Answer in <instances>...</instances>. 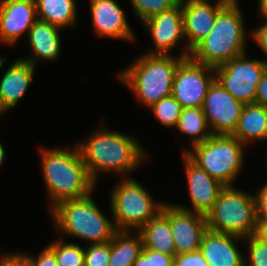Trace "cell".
I'll use <instances>...</instances> for the list:
<instances>
[{
  "label": "cell",
  "instance_id": "41",
  "mask_svg": "<svg viewBox=\"0 0 267 266\" xmlns=\"http://www.w3.org/2000/svg\"><path fill=\"white\" fill-rule=\"evenodd\" d=\"M4 61H6V57H1L0 56V70L2 69V67L4 66Z\"/></svg>",
  "mask_w": 267,
  "mask_h": 266
},
{
  "label": "cell",
  "instance_id": "21",
  "mask_svg": "<svg viewBox=\"0 0 267 266\" xmlns=\"http://www.w3.org/2000/svg\"><path fill=\"white\" fill-rule=\"evenodd\" d=\"M143 248L175 256V244L170 228V202H164L162 210L139 230Z\"/></svg>",
  "mask_w": 267,
  "mask_h": 266
},
{
  "label": "cell",
  "instance_id": "31",
  "mask_svg": "<svg viewBox=\"0 0 267 266\" xmlns=\"http://www.w3.org/2000/svg\"><path fill=\"white\" fill-rule=\"evenodd\" d=\"M174 256L143 248L133 266H173Z\"/></svg>",
  "mask_w": 267,
  "mask_h": 266
},
{
  "label": "cell",
  "instance_id": "32",
  "mask_svg": "<svg viewBox=\"0 0 267 266\" xmlns=\"http://www.w3.org/2000/svg\"><path fill=\"white\" fill-rule=\"evenodd\" d=\"M21 254L29 261L31 266H57L55 253L48 246H45L38 256L24 252Z\"/></svg>",
  "mask_w": 267,
  "mask_h": 266
},
{
  "label": "cell",
  "instance_id": "33",
  "mask_svg": "<svg viewBox=\"0 0 267 266\" xmlns=\"http://www.w3.org/2000/svg\"><path fill=\"white\" fill-rule=\"evenodd\" d=\"M175 266H209L200 250L174 256Z\"/></svg>",
  "mask_w": 267,
  "mask_h": 266
},
{
  "label": "cell",
  "instance_id": "22",
  "mask_svg": "<svg viewBox=\"0 0 267 266\" xmlns=\"http://www.w3.org/2000/svg\"><path fill=\"white\" fill-rule=\"evenodd\" d=\"M232 136L243 143L245 147L251 141L266 142L267 108L256 103L245 104Z\"/></svg>",
  "mask_w": 267,
  "mask_h": 266
},
{
  "label": "cell",
  "instance_id": "27",
  "mask_svg": "<svg viewBox=\"0 0 267 266\" xmlns=\"http://www.w3.org/2000/svg\"><path fill=\"white\" fill-rule=\"evenodd\" d=\"M150 109L159 122L168 128H175L181 115L182 106L172 96H167L151 105Z\"/></svg>",
  "mask_w": 267,
  "mask_h": 266
},
{
  "label": "cell",
  "instance_id": "11",
  "mask_svg": "<svg viewBox=\"0 0 267 266\" xmlns=\"http://www.w3.org/2000/svg\"><path fill=\"white\" fill-rule=\"evenodd\" d=\"M245 104L234 98L215 79L210 85L202 110L212 135H232Z\"/></svg>",
  "mask_w": 267,
  "mask_h": 266
},
{
  "label": "cell",
  "instance_id": "5",
  "mask_svg": "<svg viewBox=\"0 0 267 266\" xmlns=\"http://www.w3.org/2000/svg\"><path fill=\"white\" fill-rule=\"evenodd\" d=\"M50 214L54 229L65 240L70 236L85 240L86 244L105 243L110 242L117 231L113 221L96 205L92 193L81 199L60 202Z\"/></svg>",
  "mask_w": 267,
  "mask_h": 266
},
{
  "label": "cell",
  "instance_id": "25",
  "mask_svg": "<svg viewBox=\"0 0 267 266\" xmlns=\"http://www.w3.org/2000/svg\"><path fill=\"white\" fill-rule=\"evenodd\" d=\"M176 128L180 131L181 137L183 134L189 136L190 148L205 142L212 136L202 107L182 108Z\"/></svg>",
  "mask_w": 267,
  "mask_h": 266
},
{
  "label": "cell",
  "instance_id": "10",
  "mask_svg": "<svg viewBox=\"0 0 267 266\" xmlns=\"http://www.w3.org/2000/svg\"><path fill=\"white\" fill-rule=\"evenodd\" d=\"M215 80L214 67L185 58L174 75L172 96L182 108L202 107L210 85Z\"/></svg>",
  "mask_w": 267,
  "mask_h": 266
},
{
  "label": "cell",
  "instance_id": "6",
  "mask_svg": "<svg viewBox=\"0 0 267 266\" xmlns=\"http://www.w3.org/2000/svg\"><path fill=\"white\" fill-rule=\"evenodd\" d=\"M208 230L247 238L257 230L254 193L225 186L212 209L206 214Z\"/></svg>",
  "mask_w": 267,
  "mask_h": 266
},
{
  "label": "cell",
  "instance_id": "24",
  "mask_svg": "<svg viewBox=\"0 0 267 266\" xmlns=\"http://www.w3.org/2000/svg\"><path fill=\"white\" fill-rule=\"evenodd\" d=\"M37 19L61 29L74 28L77 22V0H34Z\"/></svg>",
  "mask_w": 267,
  "mask_h": 266
},
{
  "label": "cell",
  "instance_id": "34",
  "mask_svg": "<svg viewBox=\"0 0 267 266\" xmlns=\"http://www.w3.org/2000/svg\"><path fill=\"white\" fill-rule=\"evenodd\" d=\"M257 222H267V183L255 193Z\"/></svg>",
  "mask_w": 267,
  "mask_h": 266
},
{
  "label": "cell",
  "instance_id": "36",
  "mask_svg": "<svg viewBox=\"0 0 267 266\" xmlns=\"http://www.w3.org/2000/svg\"><path fill=\"white\" fill-rule=\"evenodd\" d=\"M0 266H31L21 252H5L0 255Z\"/></svg>",
  "mask_w": 267,
  "mask_h": 266
},
{
  "label": "cell",
  "instance_id": "7",
  "mask_svg": "<svg viewBox=\"0 0 267 266\" xmlns=\"http://www.w3.org/2000/svg\"><path fill=\"white\" fill-rule=\"evenodd\" d=\"M245 145L232 135H212L205 142L183 149L195 164L225 186H234L245 160Z\"/></svg>",
  "mask_w": 267,
  "mask_h": 266
},
{
  "label": "cell",
  "instance_id": "20",
  "mask_svg": "<svg viewBox=\"0 0 267 266\" xmlns=\"http://www.w3.org/2000/svg\"><path fill=\"white\" fill-rule=\"evenodd\" d=\"M61 30L63 29L37 19L26 36L31 56L22 59L35 67L38 66V62L55 61L61 53Z\"/></svg>",
  "mask_w": 267,
  "mask_h": 266
},
{
  "label": "cell",
  "instance_id": "1",
  "mask_svg": "<svg viewBox=\"0 0 267 266\" xmlns=\"http://www.w3.org/2000/svg\"><path fill=\"white\" fill-rule=\"evenodd\" d=\"M76 143L92 180L97 183L99 172L121 175L131 174L148 159L142 144L131 135L109 130L102 123L96 131Z\"/></svg>",
  "mask_w": 267,
  "mask_h": 266
},
{
  "label": "cell",
  "instance_id": "38",
  "mask_svg": "<svg viewBox=\"0 0 267 266\" xmlns=\"http://www.w3.org/2000/svg\"><path fill=\"white\" fill-rule=\"evenodd\" d=\"M255 236L267 244V222H258Z\"/></svg>",
  "mask_w": 267,
  "mask_h": 266
},
{
  "label": "cell",
  "instance_id": "17",
  "mask_svg": "<svg viewBox=\"0 0 267 266\" xmlns=\"http://www.w3.org/2000/svg\"><path fill=\"white\" fill-rule=\"evenodd\" d=\"M37 20L34 0H0V42L15 46Z\"/></svg>",
  "mask_w": 267,
  "mask_h": 266
},
{
  "label": "cell",
  "instance_id": "23",
  "mask_svg": "<svg viewBox=\"0 0 267 266\" xmlns=\"http://www.w3.org/2000/svg\"><path fill=\"white\" fill-rule=\"evenodd\" d=\"M142 249L143 241L138 231L117 230L110 241L108 266H133Z\"/></svg>",
  "mask_w": 267,
  "mask_h": 266
},
{
  "label": "cell",
  "instance_id": "29",
  "mask_svg": "<svg viewBox=\"0 0 267 266\" xmlns=\"http://www.w3.org/2000/svg\"><path fill=\"white\" fill-rule=\"evenodd\" d=\"M244 241L247 243V255H244L245 266H267V244L255 235L244 238Z\"/></svg>",
  "mask_w": 267,
  "mask_h": 266
},
{
  "label": "cell",
  "instance_id": "28",
  "mask_svg": "<svg viewBox=\"0 0 267 266\" xmlns=\"http://www.w3.org/2000/svg\"><path fill=\"white\" fill-rule=\"evenodd\" d=\"M133 11L141 23L170 9L178 2L176 0H129Z\"/></svg>",
  "mask_w": 267,
  "mask_h": 266
},
{
  "label": "cell",
  "instance_id": "40",
  "mask_svg": "<svg viewBox=\"0 0 267 266\" xmlns=\"http://www.w3.org/2000/svg\"><path fill=\"white\" fill-rule=\"evenodd\" d=\"M4 148L5 147L0 142V166L4 163V160L6 158V151Z\"/></svg>",
  "mask_w": 267,
  "mask_h": 266
},
{
  "label": "cell",
  "instance_id": "16",
  "mask_svg": "<svg viewBox=\"0 0 267 266\" xmlns=\"http://www.w3.org/2000/svg\"><path fill=\"white\" fill-rule=\"evenodd\" d=\"M170 228L176 255L199 250L208 230L205 215L182 209L174 203H170Z\"/></svg>",
  "mask_w": 267,
  "mask_h": 266
},
{
  "label": "cell",
  "instance_id": "13",
  "mask_svg": "<svg viewBox=\"0 0 267 266\" xmlns=\"http://www.w3.org/2000/svg\"><path fill=\"white\" fill-rule=\"evenodd\" d=\"M151 36L155 49L146 54L172 55V50L185 39L183 32L182 3L165 10L142 23ZM171 51V52H170Z\"/></svg>",
  "mask_w": 267,
  "mask_h": 266
},
{
  "label": "cell",
  "instance_id": "14",
  "mask_svg": "<svg viewBox=\"0 0 267 266\" xmlns=\"http://www.w3.org/2000/svg\"><path fill=\"white\" fill-rule=\"evenodd\" d=\"M91 24L94 35L128 42H135L124 10L115 0H89Z\"/></svg>",
  "mask_w": 267,
  "mask_h": 266
},
{
  "label": "cell",
  "instance_id": "30",
  "mask_svg": "<svg viewBox=\"0 0 267 266\" xmlns=\"http://www.w3.org/2000/svg\"><path fill=\"white\" fill-rule=\"evenodd\" d=\"M84 266H108L110 260V242L87 244L84 248Z\"/></svg>",
  "mask_w": 267,
  "mask_h": 266
},
{
  "label": "cell",
  "instance_id": "3",
  "mask_svg": "<svg viewBox=\"0 0 267 266\" xmlns=\"http://www.w3.org/2000/svg\"><path fill=\"white\" fill-rule=\"evenodd\" d=\"M239 2H227L217 13L209 34L192 50L190 58L196 63L219 66L247 52L249 35Z\"/></svg>",
  "mask_w": 267,
  "mask_h": 266
},
{
  "label": "cell",
  "instance_id": "2",
  "mask_svg": "<svg viewBox=\"0 0 267 266\" xmlns=\"http://www.w3.org/2000/svg\"><path fill=\"white\" fill-rule=\"evenodd\" d=\"M66 148L40 147L41 172L47 189L49 210L60 202L81 199L95 192L77 145Z\"/></svg>",
  "mask_w": 267,
  "mask_h": 266
},
{
  "label": "cell",
  "instance_id": "37",
  "mask_svg": "<svg viewBox=\"0 0 267 266\" xmlns=\"http://www.w3.org/2000/svg\"><path fill=\"white\" fill-rule=\"evenodd\" d=\"M256 90L255 103L267 108V71L263 74Z\"/></svg>",
  "mask_w": 267,
  "mask_h": 266
},
{
  "label": "cell",
  "instance_id": "4",
  "mask_svg": "<svg viewBox=\"0 0 267 266\" xmlns=\"http://www.w3.org/2000/svg\"><path fill=\"white\" fill-rule=\"evenodd\" d=\"M184 59L180 55L142 53L117 77L131 90L137 101L149 108L162 98L172 95L174 75Z\"/></svg>",
  "mask_w": 267,
  "mask_h": 266
},
{
  "label": "cell",
  "instance_id": "26",
  "mask_svg": "<svg viewBox=\"0 0 267 266\" xmlns=\"http://www.w3.org/2000/svg\"><path fill=\"white\" fill-rule=\"evenodd\" d=\"M48 247L55 253L57 266H84V248L77 243L57 238Z\"/></svg>",
  "mask_w": 267,
  "mask_h": 266
},
{
  "label": "cell",
  "instance_id": "9",
  "mask_svg": "<svg viewBox=\"0 0 267 266\" xmlns=\"http://www.w3.org/2000/svg\"><path fill=\"white\" fill-rule=\"evenodd\" d=\"M215 79L244 104L255 103L257 86L266 71L264 60L248 59L247 52L214 67Z\"/></svg>",
  "mask_w": 267,
  "mask_h": 266
},
{
  "label": "cell",
  "instance_id": "42",
  "mask_svg": "<svg viewBox=\"0 0 267 266\" xmlns=\"http://www.w3.org/2000/svg\"><path fill=\"white\" fill-rule=\"evenodd\" d=\"M224 1L231 2V3H237L238 2V0H224Z\"/></svg>",
  "mask_w": 267,
  "mask_h": 266
},
{
  "label": "cell",
  "instance_id": "44",
  "mask_svg": "<svg viewBox=\"0 0 267 266\" xmlns=\"http://www.w3.org/2000/svg\"><path fill=\"white\" fill-rule=\"evenodd\" d=\"M265 65H266V71H267V60H265Z\"/></svg>",
  "mask_w": 267,
  "mask_h": 266
},
{
  "label": "cell",
  "instance_id": "8",
  "mask_svg": "<svg viewBox=\"0 0 267 266\" xmlns=\"http://www.w3.org/2000/svg\"><path fill=\"white\" fill-rule=\"evenodd\" d=\"M110 194V212L116 230L138 231L163 208L152 194L133 177L123 178Z\"/></svg>",
  "mask_w": 267,
  "mask_h": 266
},
{
  "label": "cell",
  "instance_id": "35",
  "mask_svg": "<svg viewBox=\"0 0 267 266\" xmlns=\"http://www.w3.org/2000/svg\"><path fill=\"white\" fill-rule=\"evenodd\" d=\"M250 32L252 36L250 35L249 37H252L251 40L253 39L252 41H254L266 55V59L263 60H267V19H264L259 27L257 26V28Z\"/></svg>",
  "mask_w": 267,
  "mask_h": 266
},
{
  "label": "cell",
  "instance_id": "18",
  "mask_svg": "<svg viewBox=\"0 0 267 266\" xmlns=\"http://www.w3.org/2000/svg\"><path fill=\"white\" fill-rule=\"evenodd\" d=\"M35 67L21 58L16 59L5 70L0 79V116L13 109L27 93L31 85Z\"/></svg>",
  "mask_w": 267,
  "mask_h": 266
},
{
  "label": "cell",
  "instance_id": "43",
  "mask_svg": "<svg viewBox=\"0 0 267 266\" xmlns=\"http://www.w3.org/2000/svg\"><path fill=\"white\" fill-rule=\"evenodd\" d=\"M178 3H183V2H186V1H189V0H176Z\"/></svg>",
  "mask_w": 267,
  "mask_h": 266
},
{
  "label": "cell",
  "instance_id": "15",
  "mask_svg": "<svg viewBox=\"0 0 267 266\" xmlns=\"http://www.w3.org/2000/svg\"><path fill=\"white\" fill-rule=\"evenodd\" d=\"M186 180L191 206H176L205 215L212 209L220 192L225 188L220 181L211 177L206 171L195 164L185 153H182Z\"/></svg>",
  "mask_w": 267,
  "mask_h": 266
},
{
  "label": "cell",
  "instance_id": "12",
  "mask_svg": "<svg viewBox=\"0 0 267 266\" xmlns=\"http://www.w3.org/2000/svg\"><path fill=\"white\" fill-rule=\"evenodd\" d=\"M226 3L224 0H189L182 3L185 45L180 52L181 57H190L191 50L209 34L218 11Z\"/></svg>",
  "mask_w": 267,
  "mask_h": 266
},
{
  "label": "cell",
  "instance_id": "19",
  "mask_svg": "<svg viewBox=\"0 0 267 266\" xmlns=\"http://www.w3.org/2000/svg\"><path fill=\"white\" fill-rule=\"evenodd\" d=\"M244 238L207 230L200 251L209 266H245L244 253L238 248Z\"/></svg>",
  "mask_w": 267,
  "mask_h": 266
},
{
  "label": "cell",
  "instance_id": "39",
  "mask_svg": "<svg viewBox=\"0 0 267 266\" xmlns=\"http://www.w3.org/2000/svg\"><path fill=\"white\" fill-rule=\"evenodd\" d=\"M258 14L261 18L267 19V0H258Z\"/></svg>",
  "mask_w": 267,
  "mask_h": 266
}]
</instances>
